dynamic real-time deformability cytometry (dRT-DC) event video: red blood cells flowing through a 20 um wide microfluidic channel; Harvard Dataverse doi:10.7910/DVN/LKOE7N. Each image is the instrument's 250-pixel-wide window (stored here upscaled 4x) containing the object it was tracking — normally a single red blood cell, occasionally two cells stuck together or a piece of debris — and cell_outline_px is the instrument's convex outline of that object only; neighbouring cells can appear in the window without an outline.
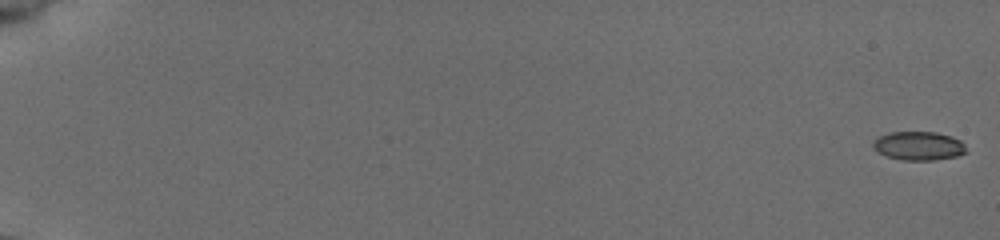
{"species": "common noctule bat (a hibernating species)", "species_latin": "Nyctalus noctula", "temperature_condition": "cold", "stored_images_in_passage": 55, "camera_frame_rate_fps": 3000, "um_per_image_px": 0.085, "animal": {"sex": "female", "body_mass_g": 19.5, "forearm_length_mm": 54.1}, "frame": {"image": 1, "passage_image": 1, "time_ms": 0.0, "image_size_px": [1000, 240], "cell_outline_px": [[968, 152], [956, 156], [932, 160], [904, 160], [888, 156], [880, 152], [872, 144], [880, 136], [892, 132], [936, 132], [952, 136], [960, 140], [964, 144]], "centroid_in_image_um": [78.16, 12.39], "position_along_channel_um": 6.8, "area_um2": 15.32}}
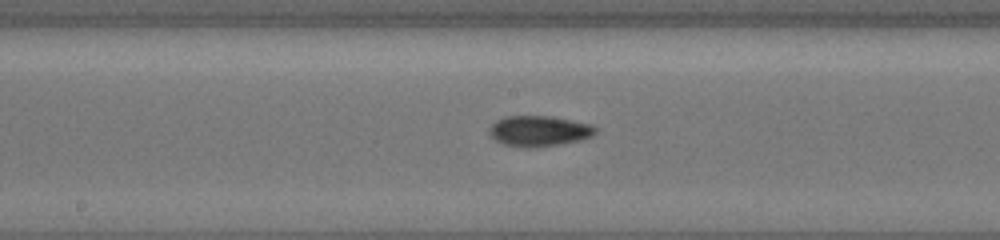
{"frame": {"image": 2, "passage_image": 32, "time_ms": 10.333, "image_size_px": [1000, 240], "cell_outline_px": [[596, 132], [592, 136], [580, 140], [560, 144], [536, 148], [524, 148], [504, 144], [496, 140], [492, 136], [492, 124], [496, 120], [504, 116], [548, 116], [592, 124], [596, 128]], "centroid_in_image_um": [45.85, 11.14], "position_along_channel_um": 202.4, "area_um2": 18.79}}
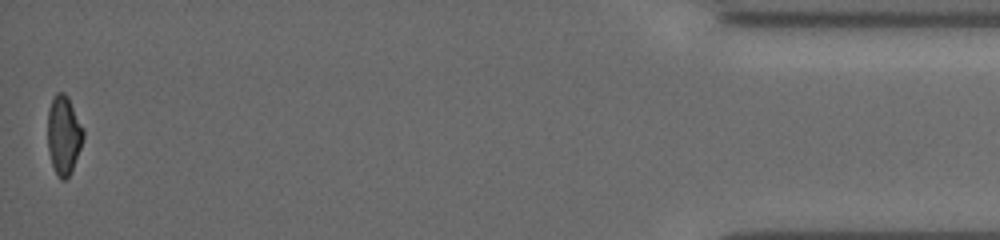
{"frame": {"image": 3, "passage_image": 55, "time_ms": 18.0, "image_size_px": [1000, 240], "cell_outline_px": [[84, 136], [72, 172], [64, 180], [60, 180], [52, 164], [48, 148], [48, 112], [52, 100], [56, 92], [64, 92], [68, 96], [84, 128]], "centroid_in_image_um": [5.43, 11.46], "position_along_channel_um": 429.8, "area_um2": 16.36}, "authors_computed_cell_mechanics": {"area_um2": 16.9354, "velocity_mm_per_s": 3.9398, "shape_relaxation_time_tau1_ms": 2.9844, "shape_relaxation_time_tau2_ms": 6.1641, "deformation_change_tau1": 0.1145, "deformation_change_tau2": 0.1178}}